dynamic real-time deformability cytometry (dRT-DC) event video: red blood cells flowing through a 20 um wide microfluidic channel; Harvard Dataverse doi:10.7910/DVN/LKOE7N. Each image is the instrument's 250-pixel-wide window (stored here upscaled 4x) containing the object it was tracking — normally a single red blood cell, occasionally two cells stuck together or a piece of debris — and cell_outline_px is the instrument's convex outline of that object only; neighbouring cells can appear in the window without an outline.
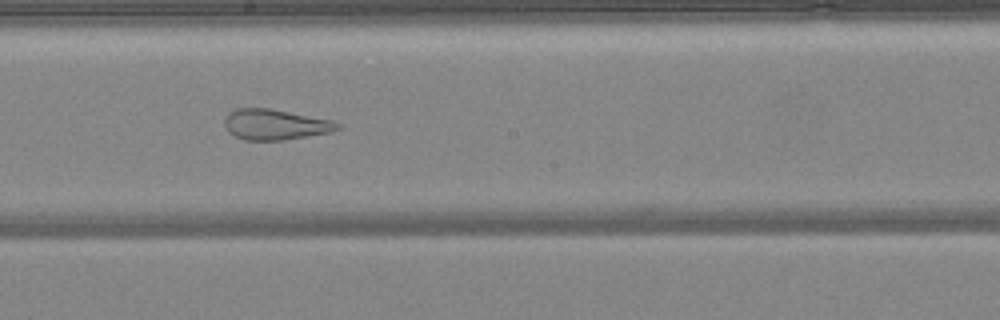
{"species": "common noctule bat (a hibernating species)", "species_latin": "Nyctalus noctula", "temperature_condition": "warm", "stored_images_in_passage": 48, "camera_frame_rate_fps": 3000, "um_per_image_px": 0.085, "animal": {"sex": "female", "body_mass_g": 24.6, "forearm_length_mm": 56.2}, "frame": {"image": 1, "passage_image": 27, "time_ms": 8.667, "image_size_px": [1000, 320], "cell_outline_px": [[340, 128], [332, 132], [284, 140], [244, 140], [228, 132], [224, 124], [224, 120], [228, 112], [236, 108], [272, 108], [332, 120], [340, 124]], "centroid_in_image_um": [23.39, 10.58], "position_along_channel_um": 224.8, "area_um2": 20.29}}
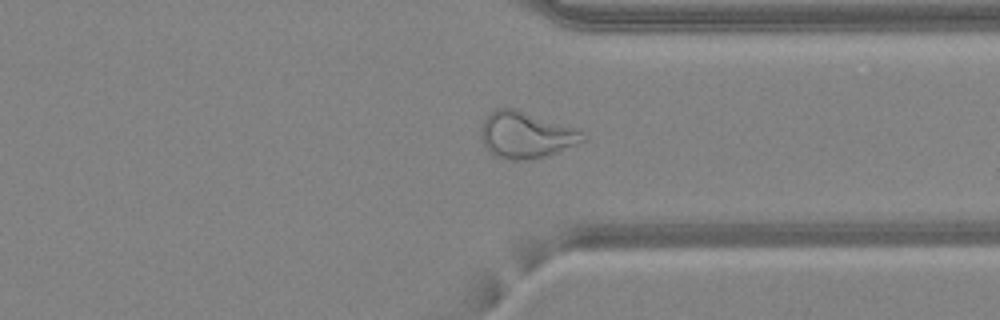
{"frame": {"image": 2, "passage_image": 37, "time_ms": 12.0, "image_size_px": [1000, 320], "cell_outline_px": [[588, 140], [544, 156], [528, 160], [512, 160], [492, 156], [484, 144], [480, 136], [480, 128], [488, 112], [496, 108], [512, 108], [580, 128], [588, 136]], "centroid_in_image_um": [44.73, 11.46], "position_along_channel_um": 366.7, "area_um2": 27.98}}
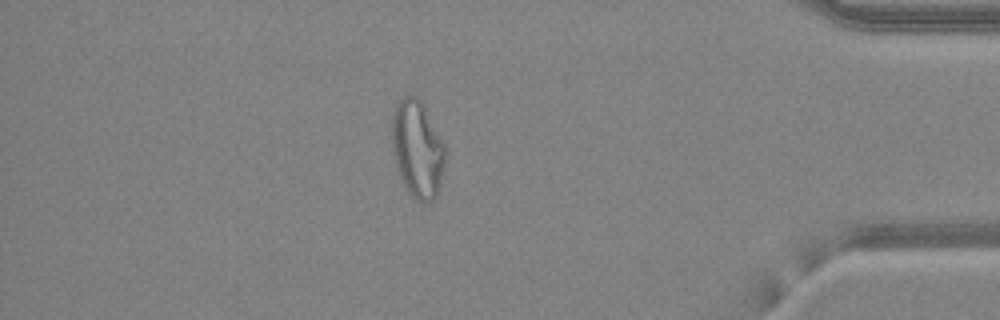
{"frame": {"image": 3, "passage_image": 42, "time_ms": 13.667, "image_size_px": [1000, 320], "cell_outline_px": [[444, 168], [440, 184], [436, 196], [432, 200], [416, 200], [408, 192], [400, 176], [396, 164], [392, 148], [392, 116], [396, 104], [404, 96], [416, 96], [420, 100], [444, 144]], "centroid_in_image_um": [35.46, 12.66], "position_along_channel_um": 399.7, "area_um2": 29.54}}